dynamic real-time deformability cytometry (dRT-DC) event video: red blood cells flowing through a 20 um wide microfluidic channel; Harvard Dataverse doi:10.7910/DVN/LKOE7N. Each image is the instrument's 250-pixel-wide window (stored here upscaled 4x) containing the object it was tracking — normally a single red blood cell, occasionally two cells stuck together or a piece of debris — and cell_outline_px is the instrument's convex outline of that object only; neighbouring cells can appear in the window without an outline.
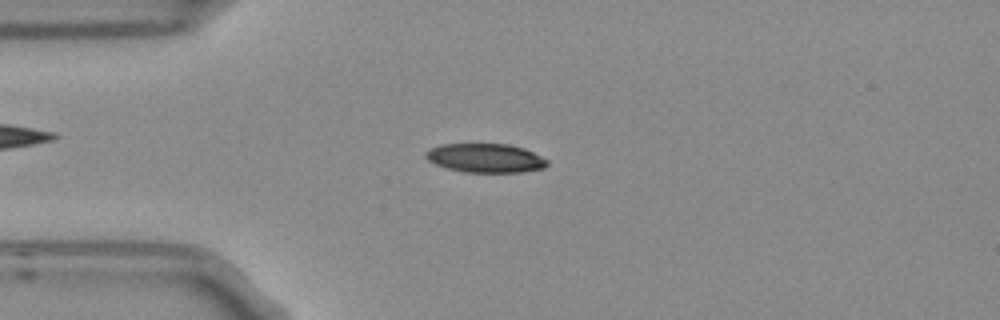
{"species": "Egyptian fruit bat (a non-hibernating species)", "species_latin": "Rousettus aegyptiacus", "temperature_condition": "room temperature", "stored_images_in_passage": 4, "camera_frame_rate_fps": 3000, "um_per_image_px": 0.085, "frame": {"image": 1, "passage_image": 2, "time_ms": 0.333, "image_size_px": [1000, 320], "cell_outline_px": [[548, 164], [544, 168], [520, 172], [464, 172], [448, 168], [436, 164], [428, 160], [424, 156], [424, 152], [428, 148], [440, 144], [508, 144], [524, 148], [548, 160]], "centroid_in_image_um": [41.23, 13.42], "position_along_channel_um": 43.8, "area_um2": 20.52}}
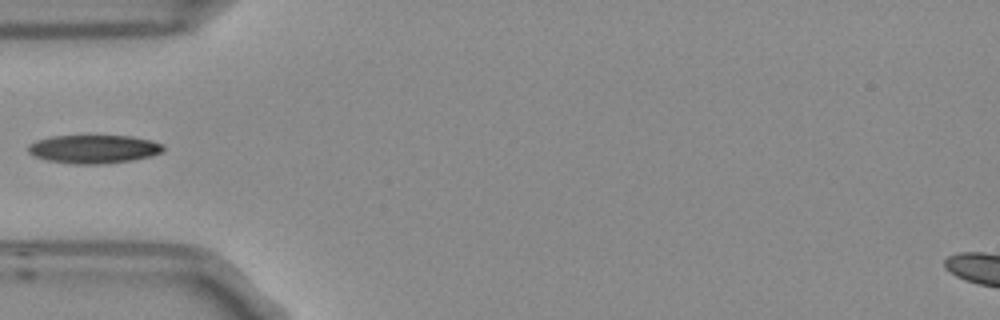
{"frame": {"image": 2, "passage_image": 3, "time_ms": 0.667, "image_size_px": [1000, 320], "cell_outline_px": [[164, 148], [160, 152], [152, 156], [132, 160], [100, 164], [72, 164], [48, 160], [36, 156], [28, 152], [28, 144], [36, 140], [52, 136], [132, 136], [152, 140], [164, 144]], "centroid_in_image_um": [7.98, 12.66], "position_along_channel_um": 77.0, "area_um2": 22.37}}
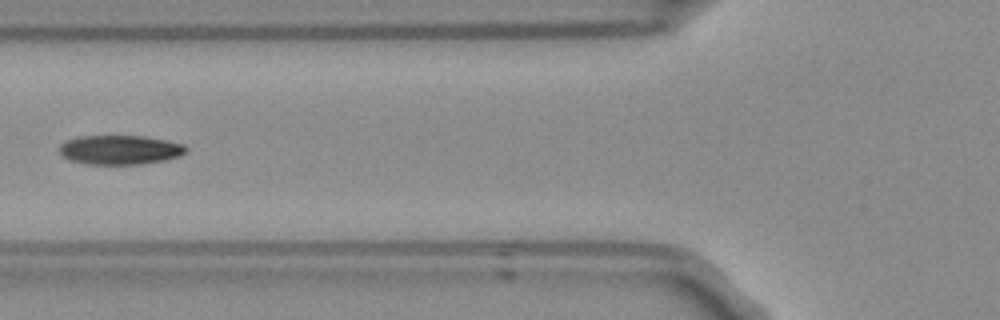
{"frame": {"image": 3, "passage_image": 4, "time_ms": 1.0, "image_size_px": [1000, 320], "cell_outline_px": [[188, 152], [180, 156], [164, 160], [140, 164], [84, 164], [68, 160], [60, 152], [60, 144], [76, 136], [144, 136], [184, 144], [188, 148]], "centroid_in_image_um": [10.21, 12.74], "position_along_channel_um": 115.6, "area_um2": 21.68}}